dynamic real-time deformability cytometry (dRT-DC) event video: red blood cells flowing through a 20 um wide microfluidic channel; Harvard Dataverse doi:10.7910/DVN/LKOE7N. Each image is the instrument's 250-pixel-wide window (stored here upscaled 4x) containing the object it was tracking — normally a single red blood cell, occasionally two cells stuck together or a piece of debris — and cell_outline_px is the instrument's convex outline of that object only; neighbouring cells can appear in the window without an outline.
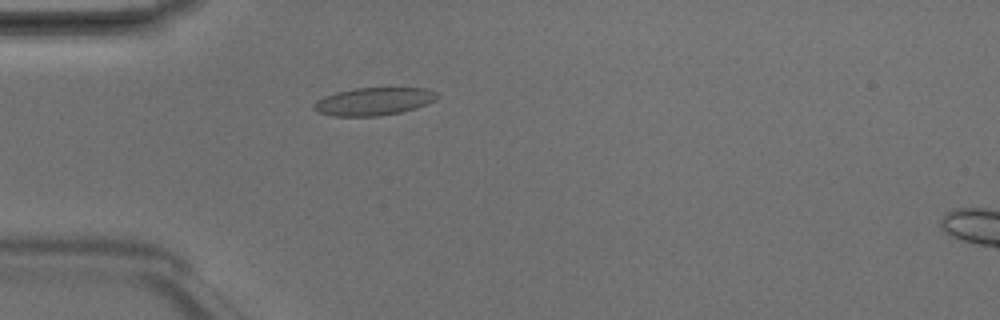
{"species": "Egyptian fruit bat (a non-hibernating species)", "species_latin": "Rousettus aegyptiacus", "temperature_condition": "room temperature", "stored_images_in_passage": 3, "camera_frame_rate_fps": 3000, "um_per_image_px": 0.085, "animal": {"sex": "male"}, "frame": {"image": 1, "passage_image": 2, "time_ms": 0.333, "image_size_px": [1000, 320], "cell_outline_px": [[440, 96], [436, 100], [428, 104], [416, 108], [400, 112], [380, 116], [332, 116], [316, 112], [312, 108], [316, 100], [324, 96], [336, 92], [356, 88], [428, 88], [440, 92]], "centroid_in_image_um": [31.8, 8.62], "position_along_channel_um": 53.2, "area_um2": 20.29}}